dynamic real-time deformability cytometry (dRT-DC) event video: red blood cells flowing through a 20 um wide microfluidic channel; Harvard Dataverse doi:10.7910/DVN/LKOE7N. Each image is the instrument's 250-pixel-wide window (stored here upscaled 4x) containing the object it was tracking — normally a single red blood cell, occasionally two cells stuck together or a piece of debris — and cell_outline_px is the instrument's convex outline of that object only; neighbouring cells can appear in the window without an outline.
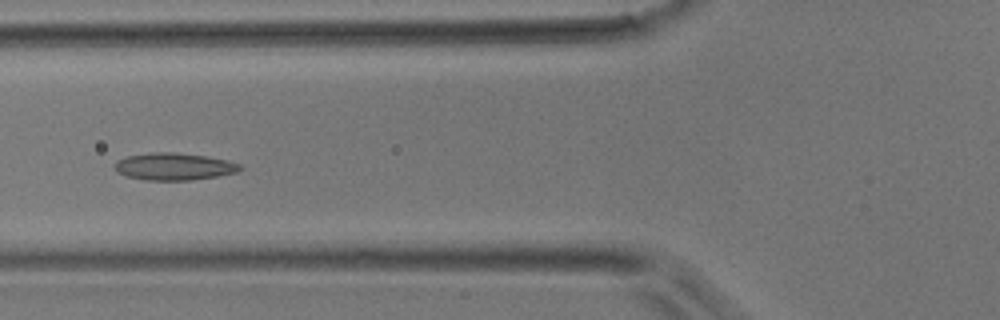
{"species": "common noctule bat (a hibernating species)", "species_latin": "Nyctalus noctula", "temperature_condition": "room temperature", "stored_images_in_passage": 6, "camera_frame_rate_fps": 3000, "um_per_image_px": 0.085, "animal": {"sex": "male", "body_mass_g": 17.9}, "frame": {"image": 1, "passage_image": 6, "time_ms": 1.667, "image_size_px": [1000, 320], "cell_outline_px": [[244, 168], [236, 172], [216, 176], [192, 180], [148, 180], [124, 176], [116, 172], [112, 168], [116, 160], [128, 156], [152, 152], [176, 152], [204, 156], [228, 160], [240, 164]], "centroid_in_image_um": [14.75, 14.15], "position_along_channel_um": 111.1, "area_um2": 20.0}}